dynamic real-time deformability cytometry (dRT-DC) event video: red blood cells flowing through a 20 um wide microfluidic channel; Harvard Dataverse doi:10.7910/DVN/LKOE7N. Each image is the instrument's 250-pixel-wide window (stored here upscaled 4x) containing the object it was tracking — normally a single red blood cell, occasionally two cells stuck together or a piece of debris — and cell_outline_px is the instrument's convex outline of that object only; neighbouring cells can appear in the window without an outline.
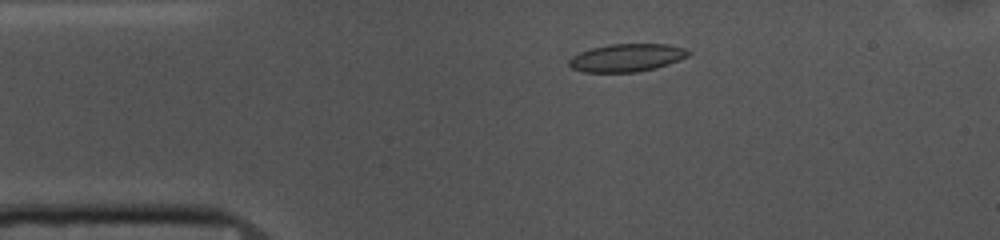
{"species": "common noctule bat (a hibernating species)", "species_latin": "Nyctalus noctula", "temperature_condition": "cold", "stored_images_in_passage": 52, "camera_frame_rate_fps": 3000, "um_per_image_px": 0.085, "animal": {"sex": "female", "body_mass_g": 10.0, "forearm_length_mm": 53.1}, "frame": {"image": 1, "passage_image": 8, "time_ms": 2.333, "image_size_px": [1000, 240], "cell_outline_px": [[692, 52], [688, 56], [680, 60], [656, 68], [636, 72], [584, 72], [572, 68], [568, 64], [568, 60], [572, 56], [580, 52], [592, 48], [608, 44], [668, 44], [684, 48]], "centroid_in_image_um": [53.28, 4.9], "position_along_channel_um": 31.7, "area_um2": 19.42}}
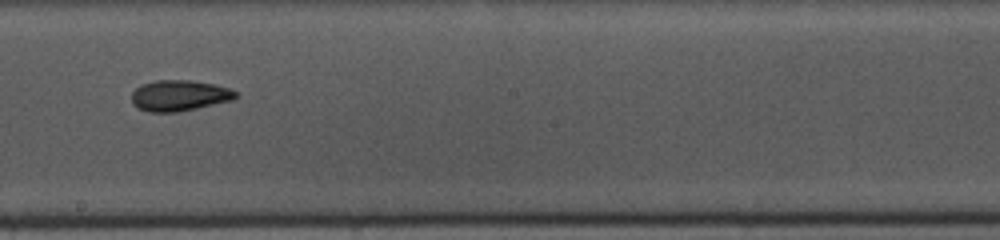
{"frame": {"image": 2, "passage_image": 27, "time_ms": 8.667, "image_size_px": [1000, 240], "cell_outline_px": [[240, 96], [232, 100], [196, 108], [176, 112], [148, 112], [136, 108], [132, 104], [132, 92], [140, 84], [156, 80], [188, 80], [212, 84], [228, 88], [240, 92]], "centroid_in_image_um": [15.23, 8.12], "position_along_channel_um": 233.0, "area_um2": 18.84}}
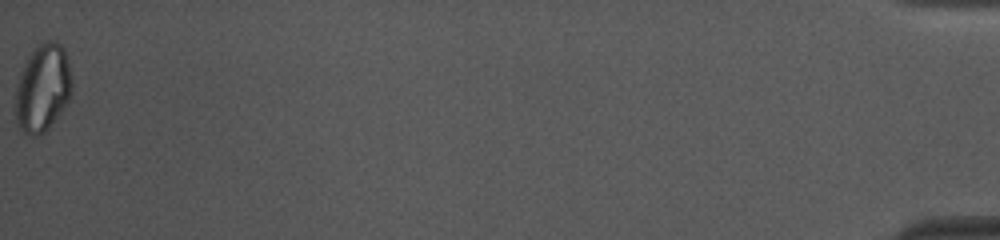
{"frame": {"image": 3, "passage_image": 52, "time_ms": 17.0, "image_size_px": [1000, 240], "cell_outline_px": [[72, 88], [68, 100], [64, 108], [48, 128], [44, 132], [36, 136], [28, 136], [20, 128], [16, 120], [16, 88], [20, 72], [32, 48], [44, 40], [56, 40], [64, 48], [68, 60], [72, 80]], "centroid_in_image_um": [3.64, 7.44], "position_along_channel_um": 431.6, "area_um2": 29.02}, "authors_computed_cell_mechanics": {"area_um2": 19.1607, "velocity_mm_per_s": 3.6712, "shape_relaxation_time_tau1_ms": 10.4305, "shape_relaxation_time_tau2_ms": 5.2768, "deformation_change_tau1": 0.1936, "deformation_change_tau2": 0.1083}}